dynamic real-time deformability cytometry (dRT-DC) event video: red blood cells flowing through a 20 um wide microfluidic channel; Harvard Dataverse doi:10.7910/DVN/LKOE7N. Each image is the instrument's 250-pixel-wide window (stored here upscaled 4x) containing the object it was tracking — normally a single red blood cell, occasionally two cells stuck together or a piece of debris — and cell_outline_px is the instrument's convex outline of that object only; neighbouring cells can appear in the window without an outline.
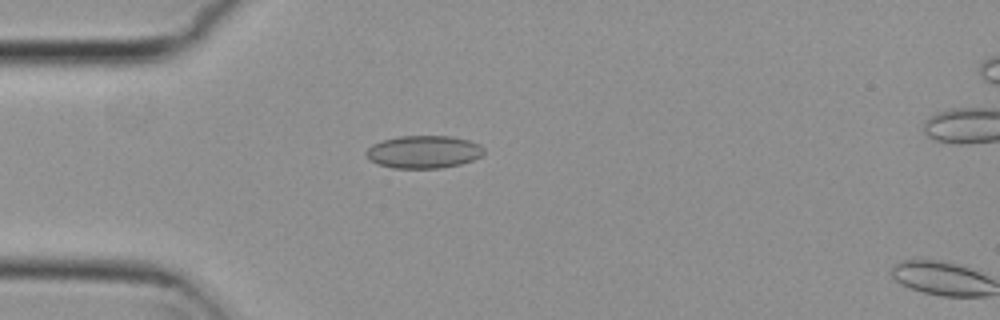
{"species": "common noctule bat (a hibernating species)", "species_latin": "Nyctalus noctula", "temperature_condition": "cold", "stored_images_in_passage": 2, "camera_frame_rate_fps": 3000, "um_per_image_px": 0.085, "animal": {"sex": "female", "body_mass_g": 29.2, "forearm_length_mm": 56.3}, "frame": {"image": 1, "passage_image": 1, "time_ms": 0.0, "image_size_px": [1000, 320], "cell_outline_px": [[484, 152], [480, 156], [472, 160], [460, 164], [440, 168], [392, 168], [376, 164], [364, 152], [372, 144], [380, 140], [400, 136], [448, 136], [468, 140], [480, 144], [484, 148]], "centroid_in_image_um": [35.99, 12.91], "position_along_channel_um": 49.0, "area_um2": 22.43}}